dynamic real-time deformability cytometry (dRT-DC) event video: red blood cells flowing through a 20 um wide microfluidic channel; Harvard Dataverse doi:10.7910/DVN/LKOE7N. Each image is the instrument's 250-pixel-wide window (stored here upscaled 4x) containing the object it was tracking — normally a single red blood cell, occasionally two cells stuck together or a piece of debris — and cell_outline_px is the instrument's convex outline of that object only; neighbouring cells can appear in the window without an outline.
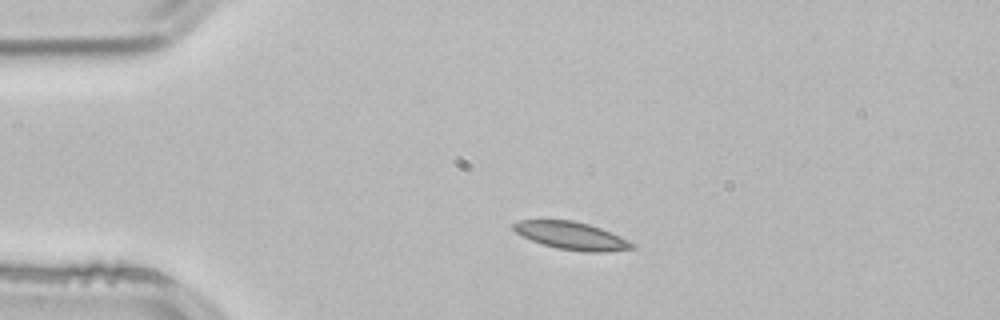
{"species": "common noctule bat (a hibernating species)", "species_latin": "Nyctalus noctula", "temperature_condition": "room temperature", "stored_images_in_passage": 2, "camera_frame_rate_fps": 3000, "um_per_image_px": 0.085, "animal": {"sex": "male", "body_mass_g": 21.5, "forearm_length_mm": 52.0}, "frame": {"image": 1, "passage_image": 1, "time_ms": 0.0, "image_size_px": [1000, 320], "cell_outline_px": [[636, 248], [600, 252], [584, 252], [556, 248], [532, 240], [516, 232], [512, 228], [512, 224], [520, 220], [572, 220], [588, 224], [600, 228], [636, 244]], "centroid_in_image_um": [48.57, 20.04], "position_along_channel_um": 36.4, "area_um2": 18.84}}
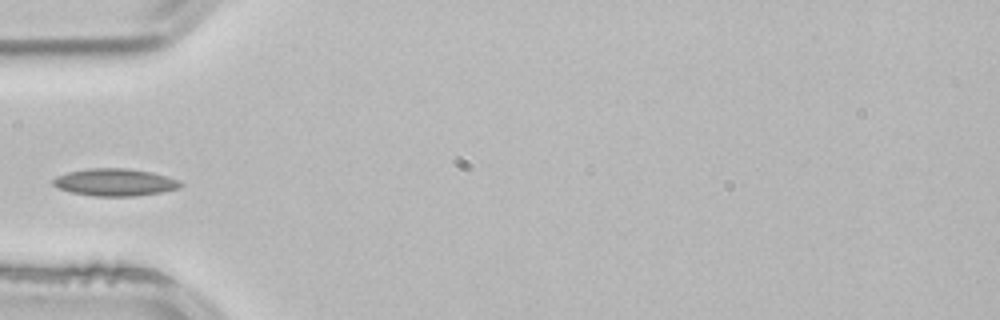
{"frame": {"image": 2, "passage_image": 2, "time_ms": 0.333, "image_size_px": [1000, 320], "cell_outline_px": [[184, 184], [180, 188], [164, 192], [136, 196], [92, 196], [72, 192], [56, 188], [52, 184], [52, 180], [56, 176], [68, 172], [88, 168], [128, 168], [152, 172], [180, 180]], "centroid_in_image_um": [9.78, 15.49], "position_along_channel_um": 75.2, "area_um2": 20.58}}